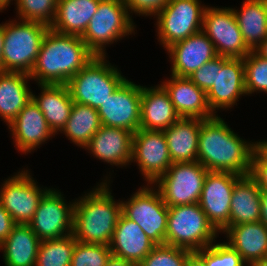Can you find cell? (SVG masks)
I'll use <instances>...</instances> for the list:
<instances>
[{
	"label": "cell",
	"instance_id": "obj_1",
	"mask_svg": "<svg viewBox=\"0 0 267 266\" xmlns=\"http://www.w3.org/2000/svg\"><path fill=\"white\" fill-rule=\"evenodd\" d=\"M256 147V142L244 141L219 116L201 119L197 161L208 171L247 176Z\"/></svg>",
	"mask_w": 267,
	"mask_h": 266
},
{
	"label": "cell",
	"instance_id": "obj_2",
	"mask_svg": "<svg viewBox=\"0 0 267 266\" xmlns=\"http://www.w3.org/2000/svg\"><path fill=\"white\" fill-rule=\"evenodd\" d=\"M95 57L81 36L61 34L49 28L29 76L38 84L66 85Z\"/></svg>",
	"mask_w": 267,
	"mask_h": 266
},
{
	"label": "cell",
	"instance_id": "obj_3",
	"mask_svg": "<svg viewBox=\"0 0 267 266\" xmlns=\"http://www.w3.org/2000/svg\"><path fill=\"white\" fill-rule=\"evenodd\" d=\"M109 185L99 187L74 202V238L83 243L109 245L122 214L121 202H115Z\"/></svg>",
	"mask_w": 267,
	"mask_h": 266
},
{
	"label": "cell",
	"instance_id": "obj_4",
	"mask_svg": "<svg viewBox=\"0 0 267 266\" xmlns=\"http://www.w3.org/2000/svg\"><path fill=\"white\" fill-rule=\"evenodd\" d=\"M48 29V25L37 21L14 20L3 24L2 71L30 75Z\"/></svg>",
	"mask_w": 267,
	"mask_h": 266
},
{
	"label": "cell",
	"instance_id": "obj_5",
	"mask_svg": "<svg viewBox=\"0 0 267 266\" xmlns=\"http://www.w3.org/2000/svg\"><path fill=\"white\" fill-rule=\"evenodd\" d=\"M217 234L199 203L168 207L166 245L196 252L212 244Z\"/></svg>",
	"mask_w": 267,
	"mask_h": 266
},
{
	"label": "cell",
	"instance_id": "obj_6",
	"mask_svg": "<svg viewBox=\"0 0 267 266\" xmlns=\"http://www.w3.org/2000/svg\"><path fill=\"white\" fill-rule=\"evenodd\" d=\"M96 56L66 84L73 102L98 109L126 80L121 72Z\"/></svg>",
	"mask_w": 267,
	"mask_h": 266
},
{
	"label": "cell",
	"instance_id": "obj_7",
	"mask_svg": "<svg viewBox=\"0 0 267 266\" xmlns=\"http://www.w3.org/2000/svg\"><path fill=\"white\" fill-rule=\"evenodd\" d=\"M130 14L124 0H100L81 39L95 56H106V44L134 32L135 26Z\"/></svg>",
	"mask_w": 267,
	"mask_h": 266
},
{
	"label": "cell",
	"instance_id": "obj_8",
	"mask_svg": "<svg viewBox=\"0 0 267 266\" xmlns=\"http://www.w3.org/2000/svg\"><path fill=\"white\" fill-rule=\"evenodd\" d=\"M208 172L198 161L173 163L154 185L168 207L191 205L199 203Z\"/></svg>",
	"mask_w": 267,
	"mask_h": 266
},
{
	"label": "cell",
	"instance_id": "obj_9",
	"mask_svg": "<svg viewBox=\"0 0 267 266\" xmlns=\"http://www.w3.org/2000/svg\"><path fill=\"white\" fill-rule=\"evenodd\" d=\"M200 0H170L157 14L158 38L164 48L202 31L206 6Z\"/></svg>",
	"mask_w": 267,
	"mask_h": 266
},
{
	"label": "cell",
	"instance_id": "obj_10",
	"mask_svg": "<svg viewBox=\"0 0 267 266\" xmlns=\"http://www.w3.org/2000/svg\"><path fill=\"white\" fill-rule=\"evenodd\" d=\"M143 187L128 201H121L122 213L136 222L156 245H164L167 229L168 206L159 191Z\"/></svg>",
	"mask_w": 267,
	"mask_h": 266
},
{
	"label": "cell",
	"instance_id": "obj_11",
	"mask_svg": "<svg viewBox=\"0 0 267 266\" xmlns=\"http://www.w3.org/2000/svg\"><path fill=\"white\" fill-rule=\"evenodd\" d=\"M202 31L212 41L219 56L244 59L251 52L243 40L232 8L206 7Z\"/></svg>",
	"mask_w": 267,
	"mask_h": 266
},
{
	"label": "cell",
	"instance_id": "obj_12",
	"mask_svg": "<svg viewBox=\"0 0 267 266\" xmlns=\"http://www.w3.org/2000/svg\"><path fill=\"white\" fill-rule=\"evenodd\" d=\"M142 86L126 79L97 109L101 125L135 133L140 128Z\"/></svg>",
	"mask_w": 267,
	"mask_h": 266
},
{
	"label": "cell",
	"instance_id": "obj_13",
	"mask_svg": "<svg viewBox=\"0 0 267 266\" xmlns=\"http://www.w3.org/2000/svg\"><path fill=\"white\" fill-rule=\"evenodd\" d=\"M73 212L74 202L67 205L61 192L49 189L28 225L41 241L62 238L72 234Z\"/></svg>",
	"mask_w": 267,
	"mask_h": 266
},
{
	"label": "cell",
	"instance_id": "obj_14",
	"mask_svg": "<svg viewBox=\"0 0 267 266\" xmlns=\"http://www.w3.org/2000/svg\"><path fill=\"white\" fill-rule=\"evenodd\" d=\"M49 189H41L28 170L9 177L0 188V202L16 224H28Z\"/></svg>",
	"mask_w": 267,
	"mask_h": 266
},
{
	"label": "cell",
	"instance_id": "obj_15",
	"mask_svg": "<svg viewBox=\"0 0 267 266\" xmlns=\"http://www.w3.org/2000/svg\"><path fill=\"white\" fill-rule=\"evenodd\" d=\"M135 161L148 184H154L173 164L161 130L139 128L133 135L132 162Z\"/></svg>",
	"mask_w": 267,
	"mask_h": 266
},
{
	"label": "cell",
	"instance_id": "obj_16",
	"mask_svg": "<svg viewBox=\"0 0 267 266\" xmlns=\"http://www.w3.org/2000/svg\"><path fill=\"white\" fill-rule=\"evenodd\" d=\"M241 177L229 172L209 171L206 175L199 206L218 232L230 223L232 192Z\"/></svg>",
	"mask_w": 267,
	"mask_h": 266
},
{
	"label": "cell",
	"instance_id": "obj_17",
	"mask_svg": "<svg viewBox=\"0 0 267 266\" xmlns=\"http://www.w3.org/2000/svg\"><path fill=\"white\" fill-rule=\"evenodd\" d=\"M206 94L214 114L219 108L234 106L242 94L247 95L243 59L227 58L217 69L216 81Z\"/></svg>",
	"mask_w": 267,
	"mask_h": 266
},
{
	"label": "cell",
	"instance_id": "obj_18",
	"mask_svg": "<svg viewBox=\"0 0 267 266\" xmlns=\"http://www.w3.org/2000/svg\"><path fill=\"white\" fill-rule=\"evenodd\" d=\"M171 59V75L188 77L217 55L208 36L200 31L167 48Z\"/></svg>",
	"mask_w": 267,
	"mask_h": 266
},
{
	"label": "cell",
	"instance_id": "obj_19",
	"mask_svg": "<svg viewBox=\"0 0 267 266\" xmlns=\"http://www.w3.org/2000/svg\"><path fill=\"white\" fill-rule=\"evenodd\" d=\"M8 127L14 137L15 146L24 153L35 150L55 135L33 99L25 105Z\"/></svg>",
	"mask_w": 267,
	"mask_h": 266
},
{
	"label": "cell",
	"instance_id": "obj_20",
	"mask_svg": "<svg viewBox=\"0 0 267 266\" xmlns=\"http://www.w3.org/2000/svg\"><path fill=\"white\" fill-rule=\"evenodd\" d=\"M133 135L129 130L102 125L85 148L104 162L125 166L132 162Z\"/></svg>",
	"mask_w": 267,
	"mask_h": 266
},
{
	"label": "cell",
	"instance_id": "obj_21",
	"mask_svg": "<svg viewBox=\"0 0 267 266\" xmlns=\"http://www.w3.org/2000/svg\"><path fill=\"white\" fill-rule=\"evenodd\" d=\"M169 94L175 111L180 117L209 119L214 114L207 102V94L188 77L172 75L161 84Z\"/></svg>",
	"mask_w": 267,
	"mask_h": 266
},
{
	"label": "cell",
	"instance_id": "obj_22",
	"mask_svg": "<svg viewBox=\"0 0 267 266\" xmlns=\"http://www.w3.org/2000/svg\"><path fill=\"white\" fill-rule=\"evenodd\" d=\"M113 256L138 265L156 246L140 226L121 214L109 244Z\"/></svg>",
	"mask_w": 267,
	"mask_h": 266
},
{
	"label": "cell",
	"instance_id": "obj_23",
	"mask_svg": "<svg viewBox=\"0 0 267 266\" xmlns=\"http://www.w3.org/2000/svg\"><path fill=\"white\" fill-rule=\"evenodd\" d=\"M179 118L169 94L161 84L154 88L142 86L141 129L163 131Z\"/></svg>",
	"mask_w": 267,
	"mask_h": 266
},
{
	"label": "cell",
	"instance_id": "obj_24",
	"mask_svg": "<svg viewBox=\"0 0 267 266\" xmlns=\"http://www.w3.org/2000/svg\"><path fill=\"white\" fill-rule=\"evenodd\" d=\"M224 232L229 239L227 244L249 266L267 257V227L261 221L230 226Z\"/></svg>",
	"mask_w": 267,
	"mask_h": 266
},
{
	"label": "cell",
	"instance_id": "obj_25",
	"mask_svg": "<svg viewBox=\"0 0 267 266\" xmlns=\"http://www.w3.org/2000/svg\"><path fill=\"white\" fill-rule=\"evenodd\" d=\"M200 127V118L180 117L163 130L172 163L197 161Z\"/></svg>",
	"mask_w": 267,
	"mask_h": 266
},
{
	"label": "cell",
	"instance_id": "obj_26",
	"mask_svg": "<svg viewBox=\"0 0 267 266\" xmlns=\"http://www.w3.org/2000/svg\"><path fill=\"white\" fill-rule=\"evenodd\" d=\"M40 96L32 93V99L42 111L50 129L56 134L62 132L74 104L67 85L39 84Z\"/></svg>",
	"mask_w": 267,
	"mask_h": 266
},
{
	"label": "cell",
	"instance_id": "obj_27",
	"mask_svg": "<svg viewBox=\"0 0 267 266\" xmlns=\"http://www.w3.org/2000/svg\"><path fill=\"white\" fill-rule=\"evenodd\" d=\"M261 218V189L249 176H242L232 192L230 223L224 231L234 225L258 222Z\"/></svg>",
	"mask_w": 267,
	"mask_h": 266
},
{
	"label": "cell",
	"instance_id": "obj_28",
	"mask_svg": "<svg viewBox=\"0 0 267 266\" xmlns=\"http://www.w3.org/2000/svg\"><path fill=\"white\" fill-rule=\"evenodd\" d=\"M99 2L100 0H58L56 15L49 28L61 34L82 36L97 11Z\"/></svg>",
	"mask_w": 267,
	"mask_h": 266
},
{
	"label": "cell",
	"instance_id": "obj_29",
	"mask_svg": "<svg viewBox=\"0 0 267 266\" xmlns=\"http://www.w3.org/2000/svg\"><path fill=\"white\" fill-rule=\"evenodd\" d=\"M41 240L28 224H16L0 245L6 266H35Z\"/></svg>",
	"mask_w": 267,
	"mask_h": 266
},
{
	"label": "cell",
	"instance_id": "obj_30",
	"mask_svg": "<svg viewBox=\"0 0 267 266\" xmlns=\"http://www.w3.org/2000/svg\"><path fill=\"white\" fill-rule=\"evenodd\" d=\"M29 74L20 72H0V117L7 125L32 99V92L27 86Z\"/></svg>",
	"mask_w": 267,
	"mask_h": 266
},
{
	"label": "cell",
	"instance_id": "obj_31",
	"mask_svg": "<svg viewBox=\"0 0 267 266\" xmlns=\"http://www.w3.org/2000/svg\"><path fill=\"white\" fill-rule=\"evenodd\" d=\"M232 10L245 44L255 50L267 38V0H246L240 12Z\"/></svg>",
	"mask_w": 267,
	"mask_h": 266
},
{
	"label": "cell",
	"instance_id": "obj_32",
	"mask_svg": "<svg viewBox=\"0 0 267 266\" xmlns=\"http://www.w3.org/2000/svg\"><path fill=\"white\" fill-rule=\"evenodd\" d=\"M101 126L97 109L74 102L69 119L60 133H64L77 146L85 148Z\"/></svg>",
	"mask_w": 267,
	"mask_h": 266
},
{
	"label": "cell",
	"instance_id": "obj_33",
	"mask_svg": "<svg viewBox=\"0 0 267 266\" xmlns=\"http://www.w3.org/2000/svg\"><path fill=\"white\" fill-rule=\"evenodd\" d=\"M77 240L72 234L40 242L35 266H71Z\"/></svg>",
	"mask_w": 267,
	"mask_h": 266
},
{
	"label": "cell",
	"instance_id": "obj_34",
	"mask_svg": "<svg viewBox=\"0 0 267 266\" xmlns=\"http://www.w3.org/2000/svg\"><path fill=\"white\" fill-rule=\"evenodd\" d=\"M20 20L37 21L48 25L54 21L58 0H14Z\"/></svg>",
	"mask_w": 267,
	"mask_h": 266
},
{
	"label": "cell",
	"instance_id": "obj_35",
	"mask_svg": "<svg viewBox=\"0 0 267 266\" xmlns=\"http://www.w3.org/2000/svg\"><path fill=\"white\" fill-rule=\"evenodd\" d=\"M243 61L247 95L257 91L267 93V60L251 51Z\"/></svg>",
	"mask_w": 267,
	"mask_h": 266
},
{
	"label": "cell",
	"instance_id": "obj_36",
	"mask_svg": "<svg viewBox=\"0 0 267 266\" xmlns=\"http://www.w3.org/2000/svg\"><path fill=\"white\" fill-rule=\"evenodd\" d=\"M191 253L180 247L156 245L137 266H186Z\"/></svg>",
	"mask_w": 267,
	"mask_h": 266
},
{
	"label": "cell",
	"instance_id": "obj_37",
	"mask_svg": "<svg viewBox=\"0 0 267 266\" xmlns=\"http://www.w3.org/2000/svg\"><path fill=\"white\" fill-rule=\"evenodd\" d=\"M112 253L109 245L77 241L71 266H105Z\"/></svg>",
	"mask_w": 267,
	"mask_h": 266
},
{
	"label": "cell",
	"instance_id": "obj_38",
	"mask_svg": "<svg viewBox=\"0 0 267 266\" xmlns=\"http://www.w3.org/2000/svg\"><path fill=\"white\" fill-rule=\"evenodd\" d=\"M206 266H244L245 262L227 242L210 244L195 252Z\"/></svg>",
	"mask_w": 267,
	"mask_h": 266
},
{
	"label": "cell",
	"instance_id": "obj_39",
	"mask_svg": "<svg viewBox=\"0 0 267 266\" xmlns=\"http://www.w3.org/2000/svg\"><path fill=\"white\" fill-rule=\"evenodd\" d=\"M228 57L216 56L194 71L188 78L203 91L207 92L215 83L217 69Z\"/></svg>",
	"mask_w": 267,
	"mask_h": 266
},
{
	"label": "cell",
	"instance_id": "obj_40",
	"mask_svg": "<svg viewBox=\"0 0 267 266\" xmlns=\"http://www.w3.org/2000/svg\"><path fill=\"white\" fill-rule=\"evenodd\" d=\"M249 176L256 182L261 191L267 190V156L258 147L252 154Z\"/></svg>",
	"mask_w": 267,
	"mask_h": 266
},
{
	"label": "cell",
	"instance_id": "obj_41",
	"mask_svg": "<svg viewBox=\"0 0 267 266\" xmlns=\"http://www.w3.org/2000/svg\"><path fill=\"white\" fill-rule=\"evenodd\" d=\"M170 0H124L128 13H139L138 15H145L154 17L169 3Z\"/></svg>",
	"mask_w": 267,
	"mask_h": 266
},
{
	"label": "cell",
	"instance_id": "obj_42",
	"mask_svg": "<svg viewBox=\"0 0 267 266\" xmlns=\"http://www.w3.org/2000/svg\"><path fill=\"white\" fill-rule=\"evenodd\" d=\"M15 225L16 223L0 202V245L8 237Z\"/></svg>",
	"mask_w": 267,
	"mask_h": 266
},
{
	"label": "cell",
	"instance_id": "obj_43",
	"mask_svg": "<svg viewBox=\"0 0 267 266\" xmlns=\"http://www.w3.org/2000/svg\"><path fill=\"white\" fill-rule=\"evenodd\" d=\"M260 221L267 227V190L261 191V218Z\"/></svg>",
	"mask_w": 267,
	"mask_h": 266
},
{
	"label": "cell",
	"instance_id": "obj_44",
	"mask_svg": "<svg viewBox=\"0 0 267 266\" xmlns=\"http://www.w3.org/2000/svg\"><path fill=\"white\" fill-rule=\"evenodd\" d=\"M105 266H137L135 263L111 255Z\"/></svg>",
	"mask_w": 267,
	"mask_h": 266
},
{
	"label": "cell",
	"instance_id": "obj_45",
	"mask_svg": "<svg viewBox=\"0 0 267 266\" xmlns=\"http://www.w3.org/2000/svg\"><path fill=\"white\" fill-rule=\"evenodd\" d=\"M186 266H206V265L204 261L195 252H192L188 256Z\"/></svg>",
	"mask_w": 267,
	"mask_h": 266
},
{
	"label": "cell",
	"instance_id": "obj_46",
	"mask_svg": "<svg viewBox=\"0 0 267 266\" xmlns=\"http://www.w3.org/2000/svg\"><path fill=\"white\" fill-rule=\"evenodd\" d=\"M253 51L267 60V38Z\"/></svg>",
	"mask_w": 267,
	"mask_h": 266
},
{
	"label": "cell",
	"instance_id": "obj_47",
	"mask_svg": "<svg viewBox=\"0 0 267 266\" xmlns=\"http://www.w3.org/2000/svg\"><path fill=\"white\" fill-rule=\"evenodd\" d=\"M4 47V33H3V24H0V72L2 71V52Z\"/></svg>",
	"mask_w": 267,
	"mask_h": 266
},
{
	"label": "cell",
	"instance_id": "obj_48",
	"mask_svg": "<svg viewBox=\"0 0 267 266\" xmlns=\"http://www.w3.org/2000/svg\"><path fill=\"white\" fill-rule=\"evenodd\" d=\"M257 147L267 156V141L257 142Z\"/></svg>",
	"mask_w": 267,
	"mask_h": 266
},
{
	"label": "cell",
	"instance_id": "obj_49",
	"mask_svg": "<svg viewBox=\"0 0 267 266\" xmlns=\"http://www.w3.org/2000/svg\"><path fill=\"white\" fill-rule=\"evenodd\" d=\"M250 266H267V257L255 261Z\"/></svg>",
	"mask_w": 267,
	"mask_h": 266
},
{
	"label": "cell",
	"instance_id": "obj_50",
	"mask_svg": "<svg viewBox=\"0 0 267 266\" xmlns=\"http://www.w3.org/2000/svg\"><path fill=\"white\" fill-rule=\"evenodd\" d=\"M10 2L11 0H0V11L6 9Z\"/></svg>",
	"mask_w": 267,
	"mask_h": 266
}]
</instances>
